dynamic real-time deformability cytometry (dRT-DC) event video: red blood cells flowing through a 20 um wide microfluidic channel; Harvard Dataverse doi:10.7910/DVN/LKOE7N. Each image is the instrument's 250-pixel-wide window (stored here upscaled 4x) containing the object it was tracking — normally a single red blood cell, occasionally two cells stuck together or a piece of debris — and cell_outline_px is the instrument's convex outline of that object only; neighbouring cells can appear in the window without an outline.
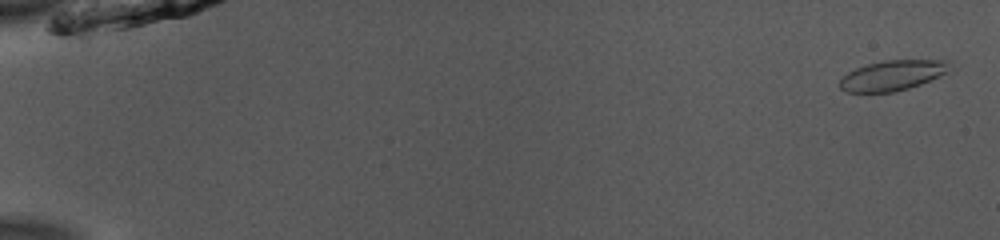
{"species": "common noctule bat (a hibernating species)", "species_latin": "Nyctalus noctula", "temperature_condition": "room temperature", "stored_images_in_passage": 53, "camera_frame_rate_fps": 3000, "um_per_image_px": 0.085, "animal": {"sex": "male", "body_mass_g": 13.0, "forearm_length_mm": 53.1}, "frame": {"image": 1, "passage_image": 2, "time_ms": 0.333, "image_size_px": [1000, 240], "cell_outline_px": [[952, 60], [948, 72], [920, 84], [908, 88], [892, 92], [848, 92], [840, 88], [840, 80], [848, 72], [856, 68], [868, 64], [884, 60]], "centroid_in_image_um": [75.89, 6.4], "position_along_channel_um": 9.1, "area_um2": 19.19}}
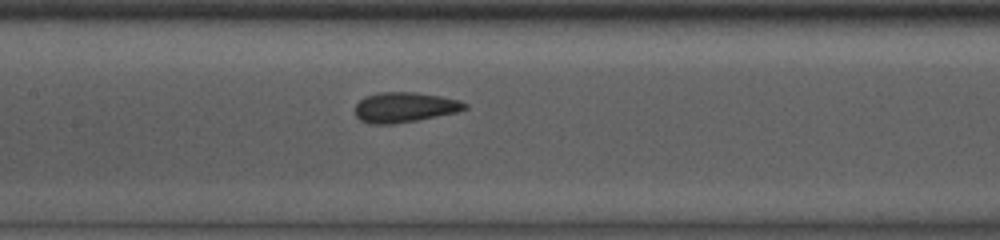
{"frame": {"image": 2, "passage_image": 27, "time_ms": 8.667, "image_size_px": [1000, 240], "cell_outline_px": [[468, 108], [456, 112], [416, 120], [392, 124], [368, 124], [360, 120], [356, 116], [356, 104], [364, 96], [380, 92], [416, 92], [440, 96], [460, 100], [468, 104]], "centroid_in_image_um": [34.38, 9.11], "position_along_channel_um": 173.0, "area_um2": 19.25}}
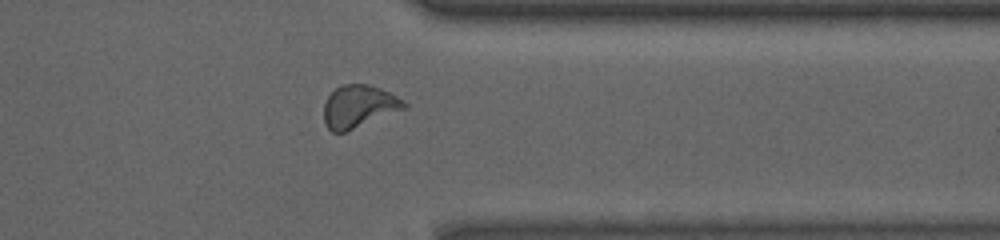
{"frame": {"image": 3, "passage_image": 43, "time_ms": 14.0, "image_size_px": [1000, 240], "cell_outline_px": [[408, 104], [404, 108], [344, 132], [332, 132], [324, 124], [324, 104], [328, 96], [336, 88], [344, 84], [368, 84], [380, 88], [404, 100]], "centroid_in_image_um": [30.46, 9.03], "position_along_channel_um": 380.9, "area_um2": 19.48}, "authors_computed_cell_mechanics": {"area_um2": 19.3052, "velocity_mm_per_s": 3.939, "shape_relaxation_time_tau1_ms": 3.0172, "shape_relaxation_time_tau2_ms": 0.7641, "deformation_change_tau1": 0.1249, "deformation_change_tau2": 0.0765}}